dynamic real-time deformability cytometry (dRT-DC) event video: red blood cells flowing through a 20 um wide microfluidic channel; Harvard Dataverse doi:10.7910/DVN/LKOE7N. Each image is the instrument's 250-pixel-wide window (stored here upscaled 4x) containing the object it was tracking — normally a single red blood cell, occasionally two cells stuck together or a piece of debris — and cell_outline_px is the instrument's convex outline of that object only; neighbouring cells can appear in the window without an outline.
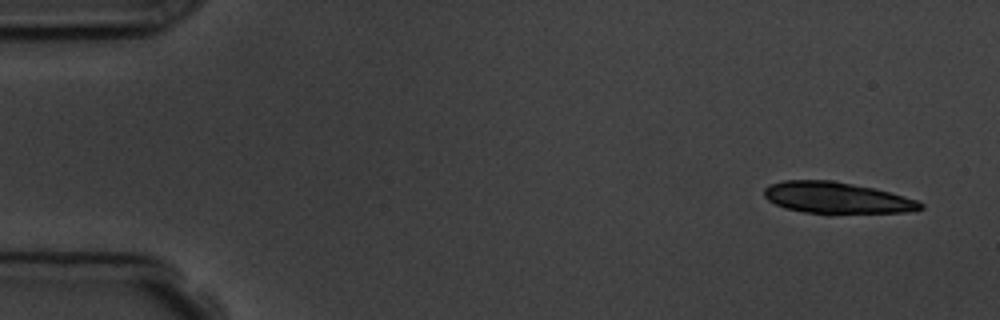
{"species": "common noctule bat (a hibernating species)", "species_latin": "Nyctalus noctula", "temperature_condition": "room temperature", "stored_images_in_passage": 6, "camera_frame_rate_fps": 3000, "um_per_image_px": 0.085, "animal": {"sex": "male", "body_mass_g": 19.5, "forearm_length_mm": 54.6}, "frame": {"image": 1, "passage_image": 1, "time_ms": 0.0, "image_size_px": [1000, 320], "cell_outline_px": [[924, 208], [908, 212], [828, 216], [804, 212], [784, 208], [768, 200], [764, 196], [764, 188], [768, 184], [784, 180], [832, 180], [872, 188], [904, 196], [916, 200], [924, 204]], "centroid_in_image_um": [71.12, 16.86], "position_along_channel_um": 13.9, "area_um2": 29.48}}